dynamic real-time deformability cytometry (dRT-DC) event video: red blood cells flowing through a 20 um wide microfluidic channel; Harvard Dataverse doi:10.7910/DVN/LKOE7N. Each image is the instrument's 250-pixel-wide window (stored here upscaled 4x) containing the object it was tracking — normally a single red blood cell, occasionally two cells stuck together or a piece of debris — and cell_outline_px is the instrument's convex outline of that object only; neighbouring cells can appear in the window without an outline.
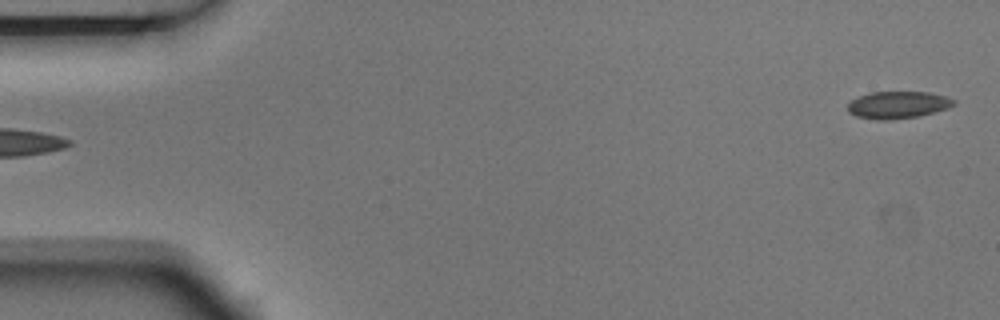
{"species": "Egyptian fruit bat (a non-hibernating species)", "species_latin": "Rousettus aegyptiacus", "temperature_condition": "room temperature", "stored_images_in_passage": 5, "segment_of_instrument_passage": [2, 2], "camera_frame_rate_fps": 3000, "um_per_image_px": 0.085, "animal": {"sex": "male"}, "frame": {"image": 1, "passage_image": 5, "time_ms": 1.333, "image_size_px": [1000, 320], "cell_outline_px": [[956, 104], [948, 108], [920, 116], [888, 120], [876, 120], [856, 116], [848, 112], [848, 104], [852, 100], [860, 96], [872, 92], [928, 92], [944, 96], [956, 100]], "centroid_in_image_um": [76.33, 8.92], "position_along_channel_um": 8.7, "area_um2": 16.76}}